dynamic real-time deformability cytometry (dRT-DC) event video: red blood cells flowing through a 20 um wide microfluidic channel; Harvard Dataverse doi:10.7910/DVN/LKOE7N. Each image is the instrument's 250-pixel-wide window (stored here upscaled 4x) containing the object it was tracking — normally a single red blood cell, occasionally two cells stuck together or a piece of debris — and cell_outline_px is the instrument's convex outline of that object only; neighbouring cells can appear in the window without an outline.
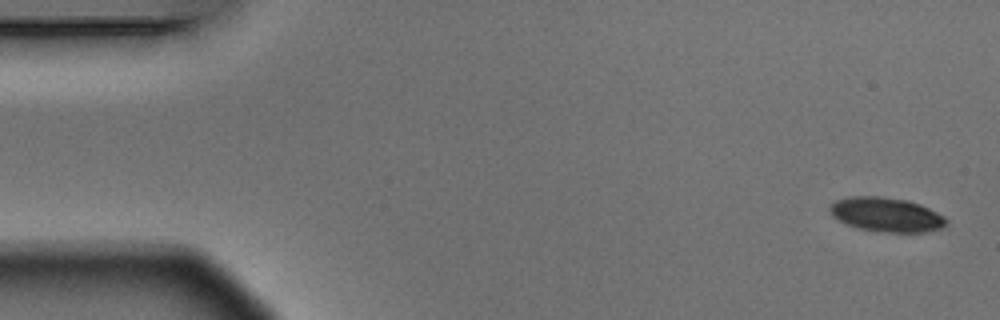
{"species": "Egyptian fruit bat (a non-hibernating species)", "species_latin": "Rousettus aegyptiacus", "temperature_condition": "warm", "stored_images_in_passage": 5, "camera_frame_rate_fps": 3000, "um_per_image_px": 0.085, "animal": {"sex": "male"}, "frame": {"image": 1, "passage_image": 1, "time_ms": 0.0, "image_size_px": [1000, 320], "cell_outline_px": [[948, 224], [944, 228], [924, 232], [880, 232], [860, 228], [836, 220], [828, 212], [828, 208], [836, 200], [848, 196], [880, 196], [908, 200], [920, 204], [944, 216], [948, 220]], "centroid_in_image_um": [75.34, 18.24], "position_along_channel_um": 9.7, "area_um2": 23.52}}
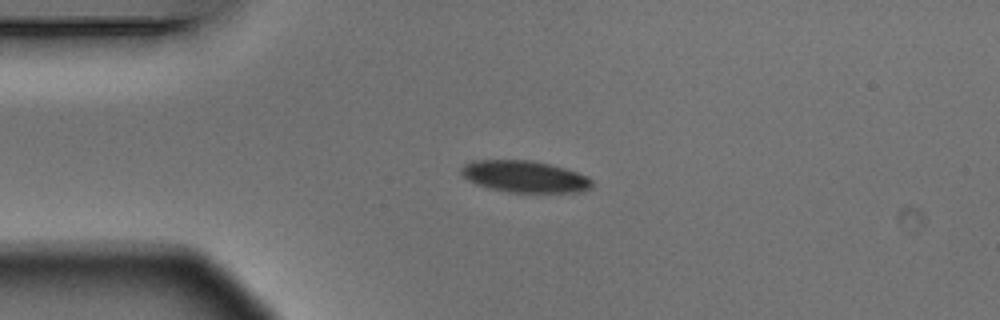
{"frame": {"image": 2, "passage_image": 4, "time_ms": 1.0, "image_size_px": [1000, 320], "cell_outline_px": [[592, 188], [584, 192], [508, 192], [488, 188], [476, 184], [468, 180], [460, 172], [460, 168], [464, 164], [472, 160], [532, 160], [564, 168], [588, 176], [592, 180]], "centroid_in_image_um": [44.59, 15.01], "position_along_channel_um": 40.4, "area_um2": 24.28}}